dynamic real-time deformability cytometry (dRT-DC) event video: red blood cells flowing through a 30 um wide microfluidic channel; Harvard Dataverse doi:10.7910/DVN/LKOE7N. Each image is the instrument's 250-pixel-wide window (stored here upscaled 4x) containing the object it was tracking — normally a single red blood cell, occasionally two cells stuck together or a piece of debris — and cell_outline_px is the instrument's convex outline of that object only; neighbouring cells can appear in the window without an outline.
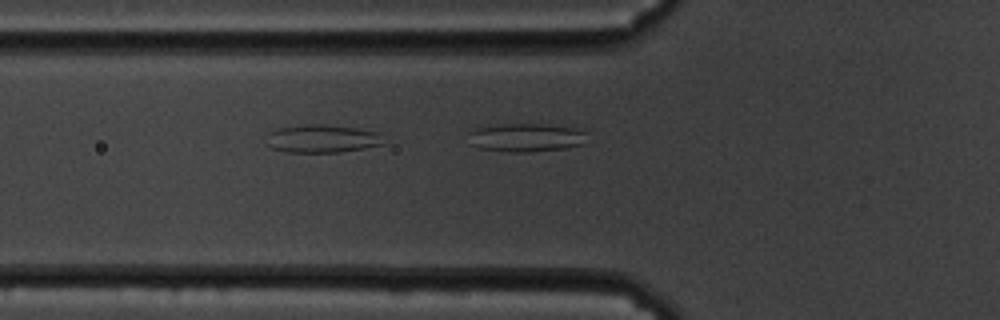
{"species": "common noctule bat (a hibernating species)", "species_latin": "Nyctalus noctula", "temperature_condition": "cold", "stored_images_in_passage": 15, "camera_frame_rate_fps": 3000, "um_per_image_px": 0.085, "animal": {"sex": "male", "body_mass_g": 19.5, "forearm_length_mm": 54.6}, "frame": {"image": 1, "passage_image": 15, "time_ms": 4.667, "image_size_px": [1000, 320], "cell_outline_px": [[592, 132], [584, 144], [564, 148], [528, 152], [508, 152], [480, 148], [472, 144], [468, 132], [476, 128], [500, 124], [544, 124], [576, 128]], "centroid_in_image_um": [44.81, 11.68], "position_along_channel_um": 81.0, "area_um2": 19.88}}